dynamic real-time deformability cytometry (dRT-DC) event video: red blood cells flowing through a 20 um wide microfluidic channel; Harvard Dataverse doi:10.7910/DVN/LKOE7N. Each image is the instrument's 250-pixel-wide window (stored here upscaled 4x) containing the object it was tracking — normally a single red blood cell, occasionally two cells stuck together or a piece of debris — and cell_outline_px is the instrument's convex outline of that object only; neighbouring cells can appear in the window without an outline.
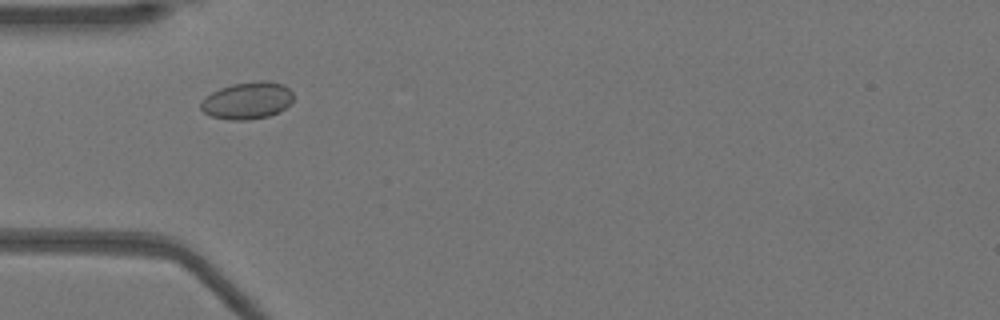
{"species": "Egyptian fruit bat (a non-hibernating species)", "species_latin": "Rousettus aegyptiacus", "temperature_condition": "warm", "stored_images_in_passage": 39, "camera_frame_rate_fps": 3000, "um_per_image_px": 0.085, "animal": {"sex": "female"}, "frame": {"image": 1, "passage_image": 3, "time_ms": 0.667, "image_size_px": [1000, 320], "cell_outline_px": [[292, 104], [280, 112], [268, 116], [248, 120], [232, 120], [212, 116], [204, 112], [200, 108], [200, 104], [212, 92], [220, 88], [232, 84], [260, 80], [264, 80], [284, 84], [292, 92]], "centroid_in_image_um": [21.07, 8.54], "position_along_channel_um": 63.9, "area_um2": 20.0}}
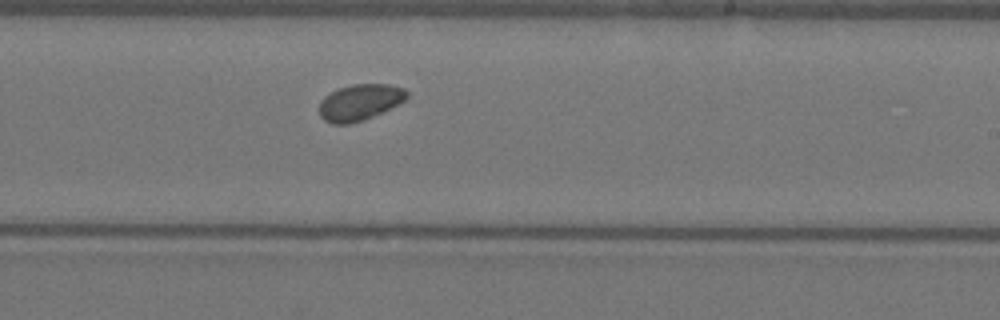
{"frame": {"image": 2, "passage_image": 18, "time_ms": 5.667, "image_size_px": [1000, 320], "cell_outline_px": [[408, 96], [404, 100], [364, 120], [348, 124], [332, 124], [324, 120], [320, 116], [320, 100], [324, 96], [340, 88], [352, 84], [388, 84], [404, 88], [408, 92]], "centroid_in_image_um": [30.55, 8.69], "position_along_channel_um": 258.4, "area_um2": 18.21}}
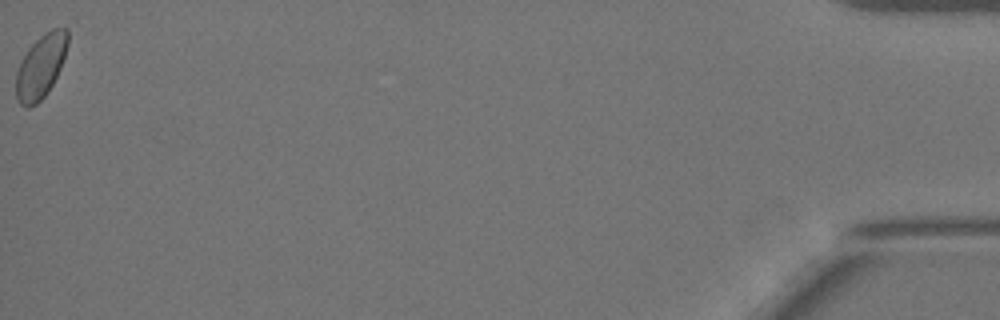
{"frame": {"image": 3, "passage_image": 39, "time_ms": 12.667, "image_size_px": [1000, 320], "cell_outline_px": [[68, 44], [60, 68], [48, 92], [36, 104], [28, 108], [20, 104], [16, 96], [16, 72], [20, 60], [28, 48], [40, 36], [52, 28], [68, 28]], "centroid_in_image_um": [3.45, 5.63], "position_along_channel_um": 431.7, "area_um2": 19.13}, "authors_computed_cell_mechanics": {"area_um2": 18.7272, "velocity_mm_per_s": 3.9105, "shape_relaxation_time_tau1_ms": null, "shape_relaxation_time_tau2_ms": 4.0784, "deformation_change_tau1": null, "deformation_change_tau2": 0.0438}}